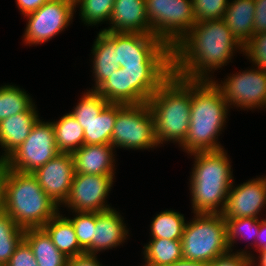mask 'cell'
<instances>
[{"label":"cell","mask_w":266,"mask_h":266,"mask_svg":"<svg viewBox=\"0 0 266 266\" xmlns=\"http://www.w3.org/2000/svg\"><path fill=\"white\" fill-rule=\"evenodd\" d=\"M164 266H205V263L197 262V261H190V260L182 258L174 263H170Z\"/></svg>","instance_id":"44"},{"label":"cell","mask_w":266,"mask_h":266,"mask_svg":"<svg viewBox=\"0 0 266 266\" xmlns=\"http://www.w3.org/2000/svg\"><path fill=\"white\" fill-rule=\"evenodd\" d=\"M49 0H16L19 10L23 15L36 11Z\"/></svg>","instance_id":"42"},{"label":"cell","mask_w":266,"mask_h":266,"mask_svg":"<svg viewBox=\"0 0 266 266\" xmlns=\"http://www.w3.org/2000/svg\"><path fill=\"white\" fill-rule=\"evenodd\" d=\"M42 229L66 257L71 258L85 253L78 243L73 224L67 217L60 216L59 212Z\"/></svg>","instance_id":"24"},{"label":"cell","mask_w":266,"mask_h":266,"mask_svg":"<svg viewBox=\"0 0 266 266\" xmlns=\"http://www.w3.org/2000/svg\"><path fill=\"white\" fill-rule=\"evenodd\" d=\"M105 32L151 34L145 0H115Z\"/></svg>","instance_id":"16"},{"label":"cell","mask_w":266,"mask_h":266,"mask_svg":"<svg viewBox=\"0 0 266 266\" xmlns=\"http://www.w3.org/2000/svg\"><path fill=\"white\" fill-rule=\"evenodd\" d=\"M114 175L74 174L70 193L64 205L73 212H103L112 209L105 205Z\"/></svg>","instance_id":"13"},{"label":"cell","mask_w":266,"mask_h":266,"mask_svg":"<svg viewBox=\"0 0 266 266\" xmlns=\"http://www.w3.org/2000/svg\"><path fill=\"white\" fill-rule=\"evenodd\" d=\"M29 245L38 266H67L68 257L53 244L42 228H27L23 238Z\"/></svg>","instance_id":"25"},{"label":"cell","mask_w":266,"mask_h":266,"mask_svg":"<svg viewBox=\"0 0 266 266\" xmlns=\"http://www.w3.org/2000/svg\"><path fill=\"white\" fill-rule=\"evenodd\" d=\"M147 104L154 119L158 144L172 140L181 145L190 125L191 80L172 73Z\"/></svg>","instance_id":"4"},{"label":"cell","mask_w":266,"mask_h":266,"mask_svg":"<svg viewBox=\"0 0 266 266\" xmlns=\"http://www.w3.org/2000/svg\"><path fill=\"white\" fill-rule=\"evenodd\" d=\"M258 252L260 253L258 266H266V250H259Z\"/></svg>","instance_id":"46"},{"label":"cell","mask_w":266,"mask_h":266,"mask_svg":"<svg viewBox=\"0 0 266 266\" xmlns=\"http://www.w3.org/2000/svg\"><path fill=\"white\" fill-rule=\"evenodd\" d=\"M111 144L83 145L72 153L74 174L114 175Z\"/></svg>","instance_id":"18"},{"label":"cell","mask_w":266,"mask_h":266,"mask_svg":"<svg viewBox=\"0 0 266 266\" xmlns=\"http://www.w3.org/2000/svg\"><path fill=\"white\" fill-rule=\"evenodd\" d=\"M237 48L243 51L222 19L196 22L172 49V73L188 80L211 81L207 73L226 65Z\"/></svg>","instance_id":"1"},{"label":"cell","mask_w":266,"mask_h":266,"mask_svg":"<svg viewBox=\"0 0 266 266\" xmlns=\"http://www.w3.org/2000/svg\"><path fill=\"white\" fill-rule=\"evenodd\" d=\"M120 216L114 209L96 212L94 239L91 248L86 252L87 254L96 255L98 251L111 249L126 239L129 233Z\"/></svg>","instance_id":"19"},{"label":"cell","mask_w":266,"mask_h":266,"mask_svg":"<svg viewBox=\"0 0 266 266\" xmlns=\"http://www.w3.org/2000/svg\"><path fill=\"white\" fill-rule=\"evenodd\" d=\"M229 190L222 216L224 220L257 218L266 205V177H259Z\"/></svg>","instance_id":"15"},{"label":"cell","mask_w":266,"mask_h":266,"mask_svg":"<svg viewBox=\"0 0 266 266\" xmlns=\"http://www.w3.org/2000/svg\"><path fill=\"white\" fill-rule=\"evenodd\" d=\"M228 105L214 80H191L190 125L180 145L189 154L223 149L217 142L226 122Z\"/></svg>","instance_id":"2"},{"label":"cell","mask_w":266,"mask_h":266,"mask_svg":"<svg viewBox=\"0 0 266 266\" xmlns=\"http://www.w3.org/2000/svg\"><path fill=\"white\" fill-rule=\"evenodd\" d=\"M254 246L258 248V251L266 250V219H262L260 221L259 234L256 237V242Z\"/></svg>","instance_id":"43"},{"label":"cell","mask_w":266,"mask_h":266,"mask_svg":"<svg viewBox=\"0 0 266 266\" xmlns=\"http://www.w3.org/2000/svg\"><path fill=\"white\" fill-rule=\"evenodd\" d=\"M24 231L6 212L0 213V266L8 263L15 248L24 238Z\"/></svg>","instance_id":"30"},{"label":"cell","mask_w":266,"mask_h":266,"mask_svg":"<svg viewBox=\"0 0 266 266\" xmlns=\"http://www.w3.org/2000/svg\"><path fill=\"white\" fill-rule=\"evenodd\" d=\"M129 76V104L147 103L161 84L172 74V67L121 68Z\"/></svg>","instance_id":"17"},{"label":"cell","mask_w":266,"mask_h":266,"mask_svg":"<svg viewBox=\"0 0 266 266\" xmlns=\"http://www.w3.org/2000/svg\"><path fill=\"white\" fill-rule=\"evenodd\" d=\"M97 35L92 49L93 74L96 83L95 89L91 90H96L119 68V65H116L115 32L100 31Z\"/></svg>","instance_id":"21"},{"label":"cell","mask_w":266,"mask_h":266,"mask_svg":"<svg viewBox=\"0 0 266 266\" xmlns=\"http://www.w3.org/2000/svg\"><path fill=\"white\" fill-rule=\"evenodd\" d=\"M258 69V70H257ZM222 85L216 86L222 91L227 105L252 109L255 107L266 108V72L259 67L228 76Z\"/></svg>","instance_id":"12"},{"label":"cell","mask_w":266,"mask_h":266,"mask_svg":"<svg viewBox=\"0 0 266 266\" xmlns=\"http://www.w3.org/2000/svg\"><path fill=\"white\" fill-rule=\"evenodd\" d=\"M253 35L266 32V0H255Z\"/></svg>","instance_id":"40"},{"label":"cell","mask_w":266,"mask_h":266,"mask_svg":"<svg viewBox=\"0 0 266 266\" xmlns=\"http://www.w3.org/2000/svg\"><path fill=\"white\" fill-rule=\"evenodd\" d=\"M4 176L3 168L0 169V213L4 211Z\"/></svg>","instance_id":"45"},{"label":"cell","mask_w":266,"mask_h":266,"mask_svg":"<svg viewBox=\"0 0 266 266\" xmlns=\"http://www.w3.org/2000/svg\"><path fill=\"white\" fill-rule=\"evenodd\" d=\"M67 266H102L97 260L96 255L84 253L75 257L68 258Z\"/></svg>","instance_id":"41"},{"label":"cell","mask_w":266,"mask_h":266,"mask_svg":"<svg viewBox=\"0 0 266 266\" xmlns=\"http://www.w3.org/2000/svg\"><path fill=\"white\" fill-rule=\"evenodd\" d=\"M151 34L171 49L196 23L192 0H145Z\"/></svg>","instance_id":"8"},{"label":"cell","mask_w":266,"mask_h":266,"mask_svg":"<svg viewBox=\"0 0 266 266\" xmlns=\"http://www.w3.org/2000/svg\"><path fill=\"white\" fill-rule=\"evenodd\" d=\"M108 103L96 90H88L70 113L76 120L93 119Z\"/></svg>","instance_id":"34"},{"label":"cell","mask_w":266,"mask_h":266,"mask_svg":"<svg viewBox=\"0 0 266 266\" xmlns=\"http://www.w3.org/2000/svg\"><path fill=\"white\" fill-rule=\"evenodd\" d=\"M243 52L266 72V32L253 35L243 46Z\"/></svg>","instance_id":"37"},{"label":"cell","mask_w":266,"mask_h":266,"mask_svg":"<svg viewBox=\"0 0 266 266\" xmlns=\"http://www.w3.org/2000/svg\"><path fill=\"white\" fill-rule=\"evenodd\" d=\"M115 0H74L80 4V16L84 24L96 25L111 18Z\"/></svg>","instance_id":"32"},{"label":"cell","mask_w":266,"mask_h":266,"mask_svg":"<svg viewBox=\"0 0 266 266\" xmlns=\"http://www.w3.org/2000/svg\"><path fill=\"white\" fill-rule=\"evenodd\" d=\"M38 119L33 105L27 112L9 116L0 122V145L5 151L1 157L4 160L26 140Z\"/></svg>","instance_id":"20"},{"label":"cell","mask_w":266,"mask_h":266,"mask_svg":"<svg viewBox=\"0 0 266 266\" xmlns=\"http://www.w3.org/2000/svg\"><path fill=\"white\" fill-rule=\"evenodd\" d=\"M29 94L18 86L0 87V122L9 116L27 112L34 104Z\"/></svg>","instance_id":"29"},{"label":"cell","mask_w":266,"mask_h":266,"mask_svg":"<svg viewBox=\"0 0 266 266\" xmlns=\"http://www.w3.org/2000/svg\"><path fill=\"white\" fill-rule=\"evenodd\" d=\"M254 258L246 251L227 253L214 259V266H253Z\"/></svg>","instance_id":"39"},{"label":"cell","mask_w":266,"mask_h":266,"mask_svg":"<svg viewBox=\"0 0 266 266\" xmlns=\"http://www.w3.org/2000/svg\"><path fill=\"white\" fill-rule=\"evenodd\" d=\"M59 153L52 122L38 119L26 140L4 160V165L11 170L33 173Z\"/></svg>","instance_id":"10"},{"label":"cell","mask_w":266,"mask_h":266,"mask_svg":"<svg viewBox=\"0 0 266 266\" xmlns=\"http://www.w3.org/2000/svg\"><path fill=\"white\" fill-rule=\"evenodd\" d=\"M52 124L60 152L73 153L84 145V130L70 112Z\"/></svg>","instance_id":"26"},{"label":"cell","mask_w":266,"mask_h":266,"mask_svg":"<svg viewBox=\"0 0 266 266\" xmlns=\"http://www.w3.org/2000/svg\"><path fill=\"white\" fill-rule=\"evenodd\" d=\"M74 0H49L28 17L24 40L27 44H39L63 31L73 19Z\"/></svg>","instance_id":"11"},{"label":"cell","mask_w":266,"mask_h":266,"mask_svg":"<svg viewBox=\"0 0 266 266\" xmlns=\"http://www.w3.org/2000/svg\"><path fill=\"white\" fill-rule=\"evenodd\" d=\"M111 145L127 149H149L159 145L155 137L154 119L147 103H117Z\"/></svg>","instance_id":"7"},{"label":"cell","mask_w":266,"mask_h":266,"mask_svg":"<svg viewBox=\"0 0 266 266\" xmlns=\"http://www.w3.org/2000/svg\"><path fill=\"white\" fill-rule=\"evenodd\" d=\"M96 91L109 103L129 104V76L119 67Z\"/></svg>","instance_id":"31"},{"label":"cell","mask_w":266,"mask_h":266,"mask_svg":"<svg viewBox=\"0 0 266 266\" xmlns=\"http://www.w3.org/2000/svg\"><path fill=\"white\" fill-rule=\"evenodd\" d=\"M254 13L255 0H234L224 12L222 20L243 46L253 36Z\"/></svg>","instance_id":"22"},{"label":"cell","mask_w":266,"mask_h":266,"mask_svg":"<svg viewBox=\"0 0 266 266\" xmlns=\"http://www.w3.org/2000/svg\"><path fill=\"white\" fill-rule=\"evenodd\" d=\"M191 155L195 156L190 180L194 214L222 213L233 183L231 162L227 153L221 149L195 152Z\"/></svg>","instance_id":"5"},{"label":"cell","mask_w":266,"mask_h":266,"mask_svg":"<svg viewBox=\"0 0 266 266\" xmlns=\"http://www.w3.org/2000/svg\"><path fill=\"white\" fill-rule=\"evenodd\" d=\"M205 266H214V260L211 263L205 264Z\"/></svg>","instance_id":"48"},{"label":"cell","mask_w":266,"mask_h":266,"mask_svg":"<svg viewBox=\"0 0 266 266\" xmlns=\"http://www.w3.org/2000/svg\"><path fill=\"white\" fill-rule=\"evenodd\" d=\"M5 266H38L30 245L22 239Z\"/></svg>","instance_id":"38"},{"label":"cell","mask_w":266,"mask_h":266,"mask_svg":"<svg viewBox=\"0 0 266 266\" xmlns=\"http://www.w3.org/2000/svg\"><path fill=\"white\" fill-rule=\"evenodd\" d=\"M4 212L21 228H42L58 213V207L32 173L3 167Z\"/></svg>","instance_id":"3"},{"label":"cell","mask_w":266,"mask_h":266,"mask_svg":"<svg viewBox=\"0 0 266 266\" xmlns=\"http://www.w3.org/2000/svg\"><path fill=\"white\" fill-rule=\"evenodd\" d=\"M4 167V159L0 157V169Z\"/></svg>","instance_id":"47"},{"label":"cell","mask_w":266,"mask_h":266,"mask_svg":"<svg viewBox=\"0 0 266 266\" xmlns=\"http://www.w3.org/2000/svg\"><path fill=\"white\" fill-rule=\"evenodd\" d=\"M116 117L117 103H108L97 117L89 120H77L84 130V144H111Z\"/></svg>","instance_id":"23"},{"label":"cell","mask_w":266,"mask_h":266,"mask_svg":"<svg viewBox=\"0 0 266 266\" xmlns=\"http://www.w3.org/2000/svg\"><path fill=\"white\" fill-rule=\"evenodd\" d=\"M151 223L152 239L169 240H181L186 224L184 216L173 210L160 212Z\"/></svg>","instance_id":"28"},{"label":"cell","mask_w":266,"mask_h":266,"mask_svg":"<svg viewBox=\"0 0 266 266\" xmlns=\"http://www.w3.org/2000/svg\"><path fill=\"white\" fill-rule=\"evenodd\" d=\"M227 242L232 252V244L235 243L236 238L241 236L243 238L248 236V238H254L259 234L260 221L257 218H236L227 219ZM246 231V232H245ZM245 233V234H244ZM250 233V234H249Z\"/></svg>","instance_id":"35"},{"label":"cell","mask_w":266,"mask_h":266,"mask_svg":"<svg viewBox=\"0 0 266 266\" xmlns=\"http://www.w3.org/2000/svg\"><path fill=\"white\" fill-rule=\"evenodd\" d=\"M228 0H192L196 22L223 19Z\"/></svg>","instance_id":"36"},{"label":"cell","mask_w":266,"mask_h":266,"mask_svg":"<svg viewBox=\"0 0 266 266\" xmlns=\"http://www.w3.org/2000/svg\"><path fill=\"white\" fill-rule=\"evenodd\" d=\"M181 244L183 259L205 264L230 251L222 214L196 213L194 220L185 224Z\"/></svg>","instance_id":"6"},{"label":"cell","mask_w":266,"mask_h":266,"mask_svg":"<svg viewBox=\"0 0 266 266\" xmlns=\"http://www.w3.org/2000/svg\"><path fill=\"white\" fill-rule=\"evenodd\" d=\"M32 174L57 206L61 203L64 204L70 193L74 177L72 153H59Z\"/></svg>","instance_id":"14"},{"label":"cell","mask_w":266,"mask_h":266,"mask_svg":"<svg viewBox=\"0 0 266 266\" xmlns=\"http://www.w3.org/2000/svg\"><path fill=\"white\" fill-rule=\"evenodd\" d=\"M74 218H68L74 226L80 247L85 253L91 248L96 228V212H75Z\"/></svg>","instance_id":"33"},{"label":"cell","mask_w":266,"mask_h":266,"mask_svg":"<svg viewBox=\"0 0 266 266\" xmlns=\"http://www.w3.org/2000/svg\"><path fill=\"white\" fill-rule=\"evenodd\" d=\"M116 65L127 67H172V49L153 34L116 33Z\"/></svg>","instance_id":"9"},{"label":"cell","mask_w":266,"mask_h":266,"mask_svg":"<svg viewBox=\"0 0 266 266\" xmlns=\"http://www.w3.org/2000/svg\"><path fill=\"white\" fill-rule=\"evenodd\" d=\"M145 266H164L183 258L181 240L151 239L144 246Z\"/></svg>","instance_id":"27"}]
</instances>
